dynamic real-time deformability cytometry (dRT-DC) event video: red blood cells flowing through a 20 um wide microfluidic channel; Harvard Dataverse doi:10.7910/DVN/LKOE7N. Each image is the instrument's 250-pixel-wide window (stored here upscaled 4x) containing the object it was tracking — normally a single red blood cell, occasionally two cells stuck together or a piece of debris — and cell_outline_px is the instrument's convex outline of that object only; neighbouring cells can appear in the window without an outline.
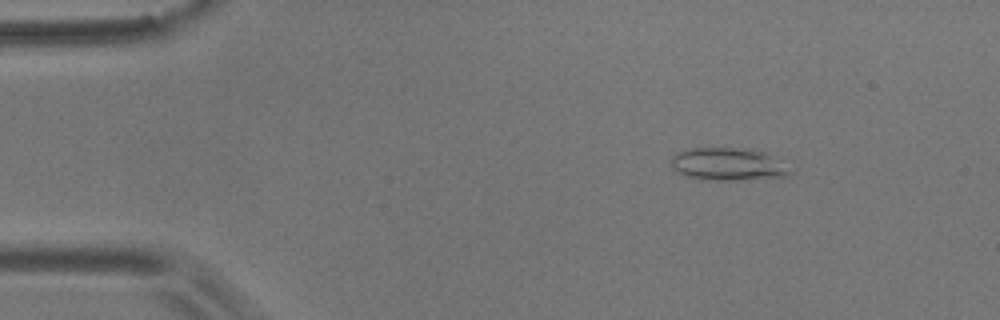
{"species": "common noctule bat (a hibernating species)", "species_latin": "Nyctalus noctula", "temperature_condition": "room temperature", "stored_images_in_passage": 52, "camera_frame_rate_fps": 3000, "um_per_image_px": 0.085, "animal": {"sex": "male", "body_mass_g": 17.9}, "frame": {"image": 1, "passage_image": 4, "time_ms": 1.0, "image_size_px": [1000, 320], "cell_outline_px": [[796, 168], [788, 176], [740, 180], [716, 180], [688, 176], [672, 168], [672, 156], [676, 152], [692, 148], [748, 148], [768, 152]], "centroid_in_image_um": [62.03, 13.94], "position_along_channel_um": 23.0, "area_um2": 23.06}}
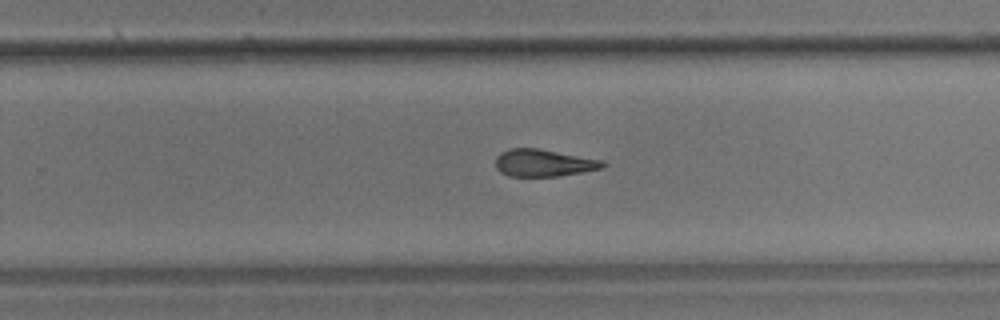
{"frame": {"image": 2, "passage_image": 32, "time_ms": 10.333, "image_size_px": [1000, 320], "cell_outline_px": [[608, 164], [604, 168], [560, 176], [508, 176], [500, 172], [496, 168], [496, 156], [500, 152], [508, 148], [536, 148], [600, 160]], "centroid_in_image_um": [46.17, 13.85], "position_along_channel_um": 283.6, "area_um2": 16.94}}
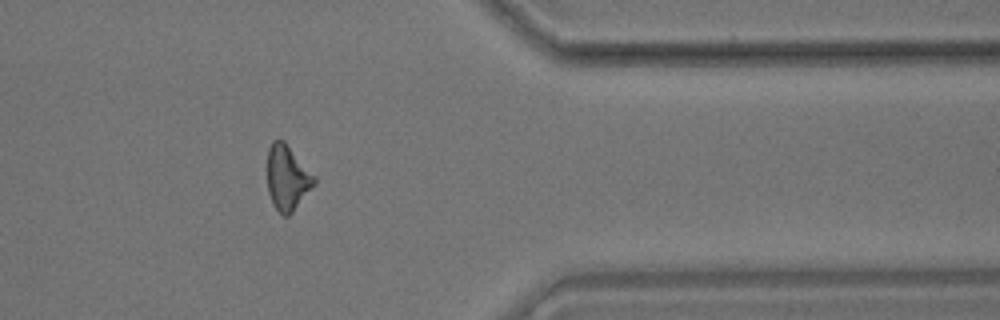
{"frame": {"image": 3, "passage_image": 42, "time_ms": 13.667, "image_size_px": [1000, 320], "cell_outline_px": [[316, 184], [292, 212], [288, 216], [284, 216], [272, 204], [268, 192], [268, 148], [272, 140], [284, 140], [316, 176]], "centroid_in_image_um": [24.44, 15.1], "position_along_channel_um": 387.0, "area_um2": 17.86}, "authors_computed_cell_mechanics": {"area_um2": 17.9758, "velocity_mm_per_s": 3.5813, "shape_relaxation_time_tau1_ms": 9.1348, "shape_relaxation_time_tau2_ms": 5.5132, "deformation_change_tau1": 0.2087, "deformation_change_tau2": 0.1363}}